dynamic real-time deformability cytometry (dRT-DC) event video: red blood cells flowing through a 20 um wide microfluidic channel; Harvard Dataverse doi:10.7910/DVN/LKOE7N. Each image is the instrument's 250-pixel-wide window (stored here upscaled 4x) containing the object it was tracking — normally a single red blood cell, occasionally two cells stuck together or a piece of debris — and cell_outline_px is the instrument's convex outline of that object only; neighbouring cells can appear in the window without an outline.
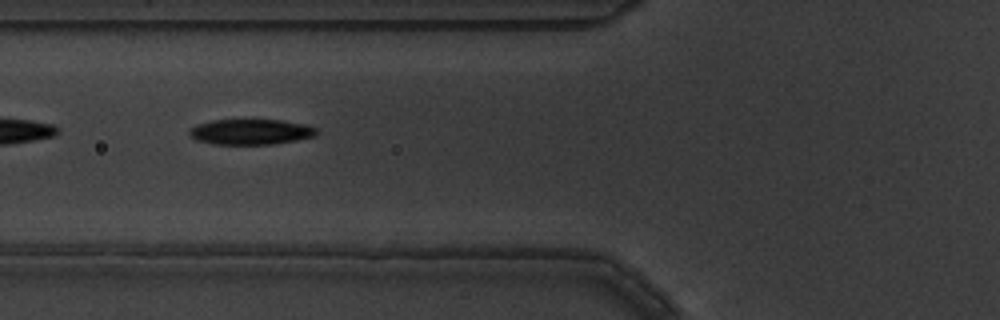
{"species": "common noctule bat (a hibernating species)", "species_latin": "Nyctalus noctula", "temperature_condition": "warm", "stored_images_in_passage": 8, "camera_frame_rate_fps": 3000, "um_per_image_px": 0.085, "animal": {"sex": "male", "body_mass_g": 19.5, "forearm_length_mm": 54.6}, "frame": {"image": 1, "passage_image": 7, "time_ms": 2.0, "image_size_px": [1000, 320], "cell_outline_px": [[320, 132], [316, 136], [296, 140], [272, 144], [216, 144], [196, 140], [188, 136], [188, 128], [196, 124], [212, 120], [284, 120], [304, 124], [316, 128]], "centroid_in_image_um": [21.29, 11.2], "position_along_channel_um": 104.5, "area_um2": 19.07}}
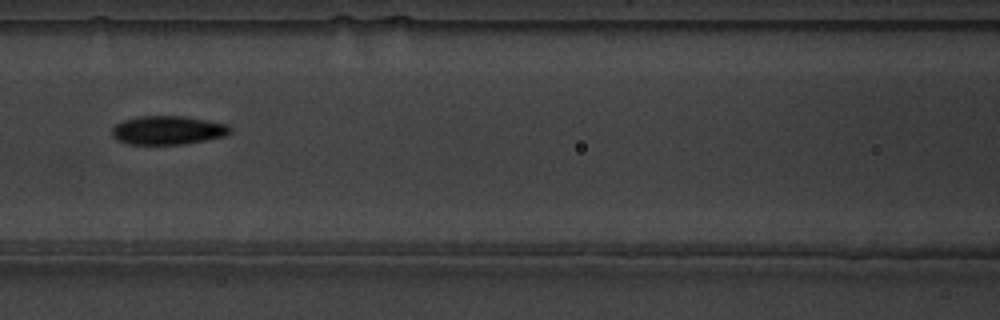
{"frame": {"image": 2, "passage_image": 8, "time_ms": 2.333, "image_size_px": [1000, 320], "cell_outline_px": [[232, 132], [224, 136], [184, 144], [128, 144], [116, 140], [112, 136], [112, 128], [116, 124], [124, 120], [140, 116], [184, 116], [228, 124], [232, 128]], "centroid_in_image_um": [14.26, 11.07], "position_along_channel_um": 152.3, "area_um2": 19.77}}